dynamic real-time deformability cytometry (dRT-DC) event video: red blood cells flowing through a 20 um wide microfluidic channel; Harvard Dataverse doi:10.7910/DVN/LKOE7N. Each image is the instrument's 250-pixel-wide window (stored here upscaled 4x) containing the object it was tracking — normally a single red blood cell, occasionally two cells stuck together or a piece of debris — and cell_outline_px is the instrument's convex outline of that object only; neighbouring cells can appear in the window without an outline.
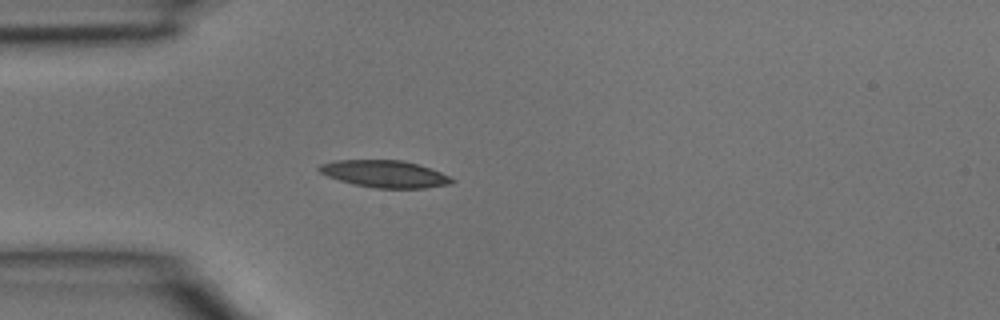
{"species": "common noctule bat (a hibernating species)", "species_latin": "Nyctalus noctula", "temperature_condition": "room temperature", "stored_images_in_passage": 1, "camera_frame_rate_fps": 3000, "um_per_image_px": 0.085, "animal": {"sex": "male", "body_mass_g": 15.6}, "frame": {"image": 1, "passage_image": 1, "time_ms": 0.0, "image_size_px": [1000, 320], "cell_outline_px": [[456, 180], [452, 184], [424, 188], [376, 188], [356, 184], [340, 180], [328, 176], [320, 172], [316, 168], [320, 164], [336, 160], [404, 160], [440, 172]], "centroid_in_image_um": [32.71, 14.78], "position_along_channel_um": 52.3, "area_um2": 20.75}}